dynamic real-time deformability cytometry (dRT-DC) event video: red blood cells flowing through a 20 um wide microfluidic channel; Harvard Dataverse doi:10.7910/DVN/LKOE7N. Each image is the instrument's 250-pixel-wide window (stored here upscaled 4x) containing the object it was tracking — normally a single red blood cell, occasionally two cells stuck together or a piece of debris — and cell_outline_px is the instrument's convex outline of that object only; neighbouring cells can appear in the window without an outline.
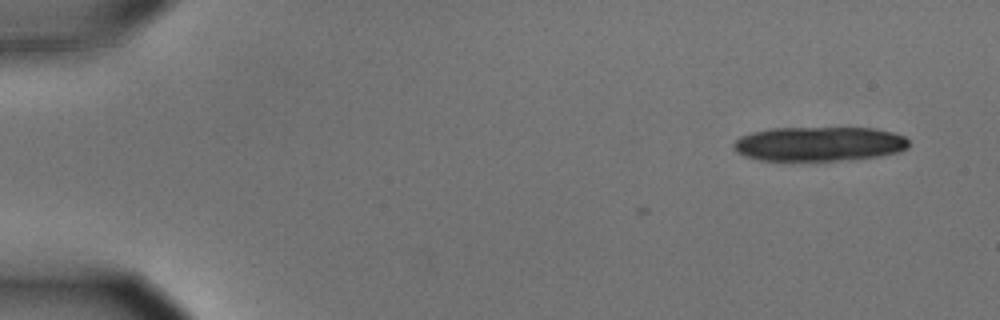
{"species": "common noctule bat (a hibernating species)", "species_latin": "Nyctalus noctula", "temperature_condition": "cold", "stored_images_in_passage": 8, "camera_frame_rate_fps": 3000, "um_per_image_px": 0.085, "animal": {"sex": "male", "body_mass_g": 15.6}, "frame": {"image": 1, "passage_image": 1, "time_ms": 0.0, "image_size_px": [1000, 320], "cell_outline_px": [[908, 148], [900, 152], [880, 156], [836, 160], [760, 160], [744, 156], [736, 152], [732, 148], [732, 144], [740, 136], [752, 132], [772, 128], [872, 128], [892, 132], [904, 136], [908, 140]], "centroid_in_image_um": [69.6, 12.23], "position_along_channel_um": 15.4, "area_um2": 35.14}}